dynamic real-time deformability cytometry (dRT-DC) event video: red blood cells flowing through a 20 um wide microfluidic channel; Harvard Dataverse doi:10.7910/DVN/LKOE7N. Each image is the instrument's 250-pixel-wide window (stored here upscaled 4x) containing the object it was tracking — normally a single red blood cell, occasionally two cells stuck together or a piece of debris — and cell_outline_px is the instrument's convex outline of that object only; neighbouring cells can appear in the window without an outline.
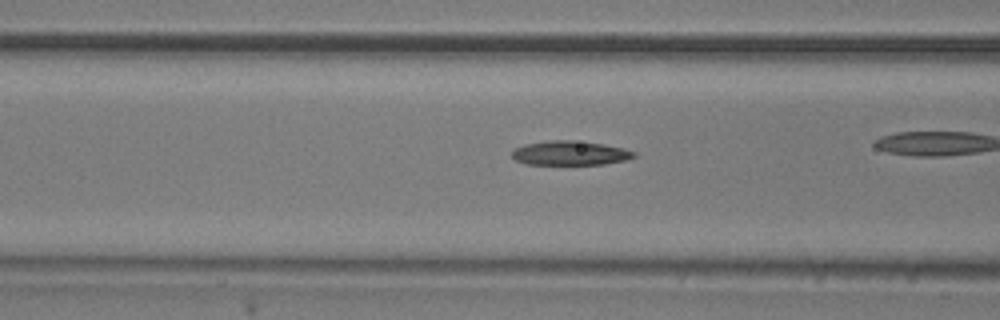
{"species": "common noctule bat (a hibernating species)", "species_latin": "Nyctalus noctula", "temperature_condition": "room temperature", "stored_images_in_passage": 36, "camera_frame_rate_fps": 3000, "um_per_image_px": 0.085, "animal": {"sex": "male", "body_mass_g": 20.5, "forearm_length_mm": 52.5}, "frame": {"image": 1, "passage_image": 16, "time_ms": 5.0, "image_size_px": [1000, 320], "cell_outline_px": [[636, 156], [624, 160], [604, 164], [524, 164], [516, 160], [512, 156], [512, 152], [516, 148], [524, 144], [552, 140], [572, 140], [604, 144], [624, 148], [636, 152]], "centroid_in_image_um": [48.46, 13.01], "position_along_channel_um": 118.1, "area_um2": 17.17}}